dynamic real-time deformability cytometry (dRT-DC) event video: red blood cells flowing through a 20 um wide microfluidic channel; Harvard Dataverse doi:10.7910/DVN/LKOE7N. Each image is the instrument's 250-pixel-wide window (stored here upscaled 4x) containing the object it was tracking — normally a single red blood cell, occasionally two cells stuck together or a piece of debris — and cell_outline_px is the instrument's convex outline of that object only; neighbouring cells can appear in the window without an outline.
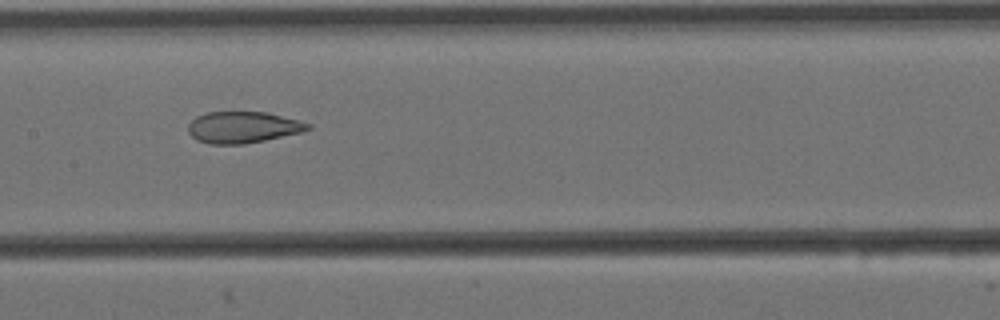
{"species": "Egyptian fruit bat (a non-hibernating species)", "species_latin": "Rousettus aegyptiacus", "temperature_condition": "cold", "stored_images_in_passage": 9, "camera_frame_rate_fps": 3000, "um_per_image_px": 0.085, "animal": {"sex": "female"}, "frame": {"image": 1, "passage_image": 6, "time_ms": 1.667, "image_size_px": [1000, 320], "cell_outline_px": [[312, 128], [300, 132], [264, 140], [244, 144], [208, 144], [196, 140], [188, 132], [188, 124], [196, 116], [208, 112], [268, 112], [300, 120], [312, 124]], "centroid_in_image_um": [20.64, 10.81], "position_along_channel_um": 186.8, "area_um2": 22.02}}
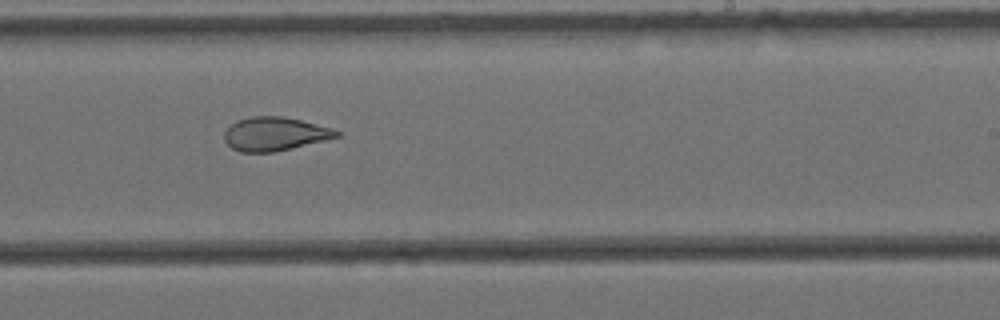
{"frame": {"image": 2, "passage_image": 8, "time_ms": 2.333, "image_size_px": [1000, 320], "cell_outline_px": [[340, 136], [324, 140], [272, 152], [240, 152], [232, 148], [224, 140], [224, 132], [232, 124], [240, 120], [252, 116], [284, 116], [332, 128], [340, 132]], "centroid_in_image_um": [23.34, 11.38], "position_along_channel_um": 265.7, "area_um2": 21.62}}
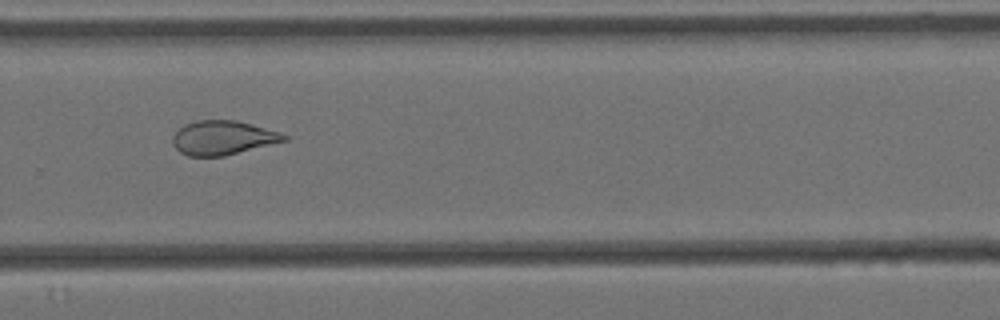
{"frame": {"image": 3, "passage_image": 9, "time_ms": 2.667, "image_size_px": [1000, 320], "cell_outline_px": [[288, 140], [224, 156], [188, 156], [180, 152], [172, 144], [172, 136], [184, 124], [196, 120], [236, 120], [280, 132], [288, 136]], "centroid_in_image_um": [18.93, 11.71], "position_along_channel_um": 310.9, "area_um2": 22.14}}